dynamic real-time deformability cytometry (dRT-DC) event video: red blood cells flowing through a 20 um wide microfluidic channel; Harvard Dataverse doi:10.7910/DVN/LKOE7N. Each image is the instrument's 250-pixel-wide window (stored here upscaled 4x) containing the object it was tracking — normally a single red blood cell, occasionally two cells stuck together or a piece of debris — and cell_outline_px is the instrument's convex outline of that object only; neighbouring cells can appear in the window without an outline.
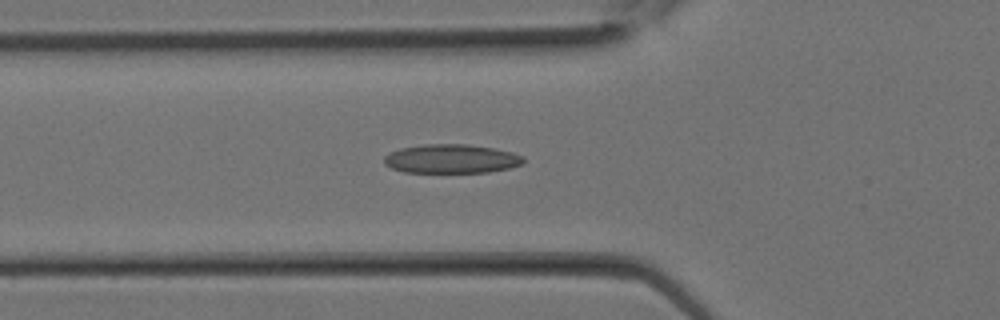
{"species": "Egyptian fruit bat (a non-hibernating species)", "species_latin": "Rousettus aegyptiacus", "temperature_condition": "room temperature", "stored_images_in_passage": 12, "camera_frame_rate_fps": 3000, "um_per_image_px": 0.085, "animal": {"sex": "female"}, "frame": {"image": 1, "passage_image": 10, "time_ms": 3.0, "image_size_px": [1000, 320], "cell_outline_px": [[524, 160], [520, 164], [508, 168], [488, 172], [404, 172], [392, 168], [384, 164], [384, 156], [388, 152], [400, 148], [424, 144], [468, 144], [492, 148], [512, 152], [524, 156]], "centroid_in_image_um": [38.32, 13.49], "position_along_channel_um": 87.5, "area_um2": 23.47}}
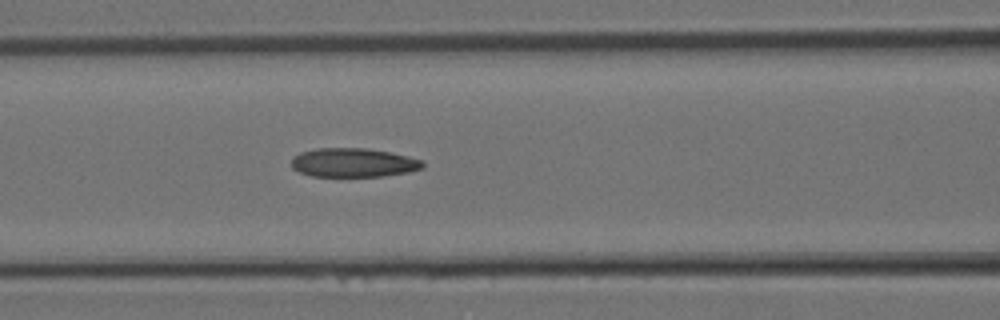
{"frame": {"image": 2, "passage_image": 12, "time_ms": 3.667, "image_size_px": [1000, 320], "cell_outline_px": [[424, 168], [408, 172], [380, 176], [312, 176], [300, 172], [292, 168], [292, 156], [300, 152], [316, 148], [368, 148], [392, 152], [424, 160]], "centroid_in_image_um": [30.05, 13.81], "position_along_channel_um": 136.5, "area_um2": 22.31}}